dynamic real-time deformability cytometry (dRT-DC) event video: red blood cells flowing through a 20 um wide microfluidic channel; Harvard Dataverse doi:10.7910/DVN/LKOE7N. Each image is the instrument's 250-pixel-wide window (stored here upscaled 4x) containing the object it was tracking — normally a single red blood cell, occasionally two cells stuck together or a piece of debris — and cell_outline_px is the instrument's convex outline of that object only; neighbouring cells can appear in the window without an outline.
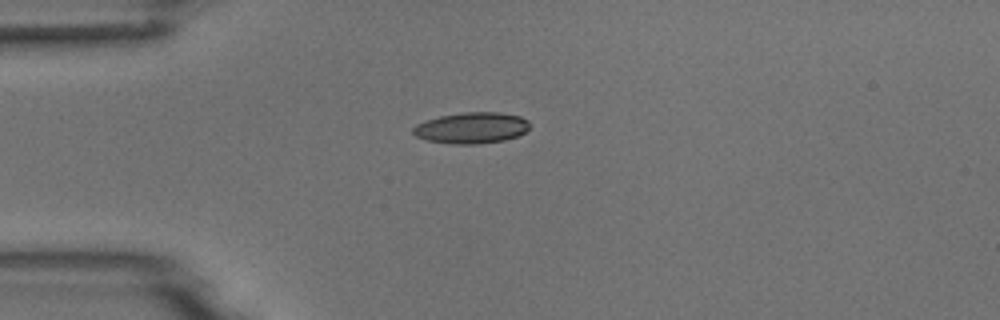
{"species": "common noctule bat (a hibernating species)", "species_latin": "Nyctalus noctula", "temperature_condition": "room temperature", "stored_images_in_passage": 5, "camera_frame_rate_fps": 3000, "um_per_image_px": 0.085, "animal": {"sex": "male", "body_mass_g": 18.8}, "frame": {"image": 1, "passage_image": 5, "time_ms": 5.333, "image_size_px": [1000, 320], "cell_outline_px": [[528, 128], [524, 132], [516, 136], [504, 140], [476, 144], [452, 144], [428, 140], [416, 136], [412, 132], [412, 128], [416, 124], [440, 116], [464, 112], [500, 112], [520, 116], [528, 120]], "centroid_in_image_um": [40.07, 10.86], "position_along_channel_um": 44.9, "area_um2": 20.98}}